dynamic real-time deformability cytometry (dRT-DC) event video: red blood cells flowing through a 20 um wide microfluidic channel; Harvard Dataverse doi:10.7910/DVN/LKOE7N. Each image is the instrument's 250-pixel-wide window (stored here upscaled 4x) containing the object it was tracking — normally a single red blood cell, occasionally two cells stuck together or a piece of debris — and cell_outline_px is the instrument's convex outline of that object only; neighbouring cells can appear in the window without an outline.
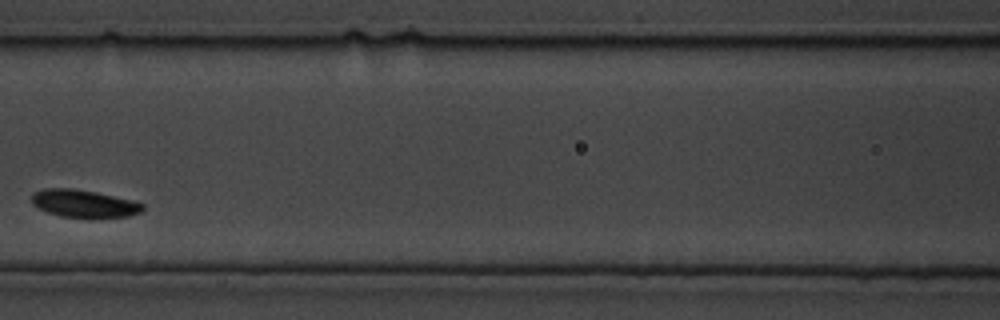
{"species": "common noctule bat (a hibernating species)", "species_latin": "Nyctalus noctula", "temperature_condition": "cold", "stored_images_in_passage": 11, "camera_frame_rate_fps": 3000, "um_per_image_px": 0.085, "animal": {"sex": "male", "body_mass_g": 19.5, "forearm_length_mm": 54.6}, "frame": {"image": 1, "passage_image": 5, "time_ms": 1.333, "image_size_px": [1000, 320], "cell_outline_px": [[144, 208], [140, 212], [128, 216], [92, 220], [88, 220], [60, 216], [36, 208], [32, 204], [32, 192], [44, 188], [72, 188], [96, 192], [132, 200], [144, 204]], "centroid_in_image_um": [7.12, 17.34], "position_along_channel_um": 159.5, "area_um2": 18.55}}
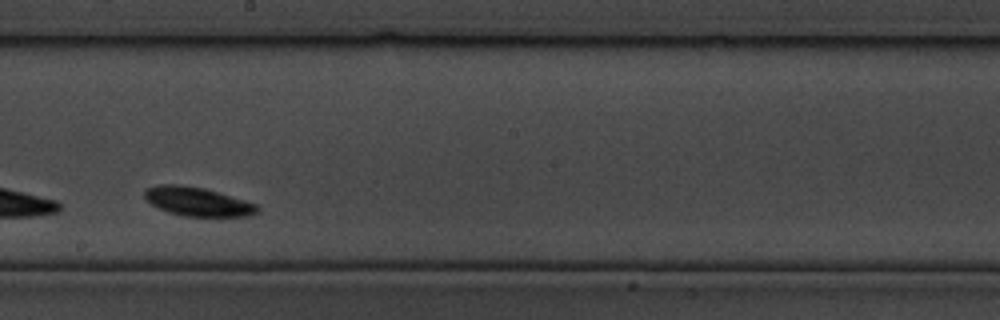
{"frame": {"image": 2, "passage_image": 8, "time_ms": 2.333, "image_size_px": [1000, 320], "cell_outline_px": [[260, 208], [256, 212], [248, 216], [184, 216], [168, 212], [156, 208], [144, 196], [144, 192], [148, 188], [160, 184], [180, 184], [204, 188], [244, 200], [256, 204]], "centroid_in_image_um": [16.77, 17.13], "position_along_channel_um": 231.4, "area_um2": 18.79}}
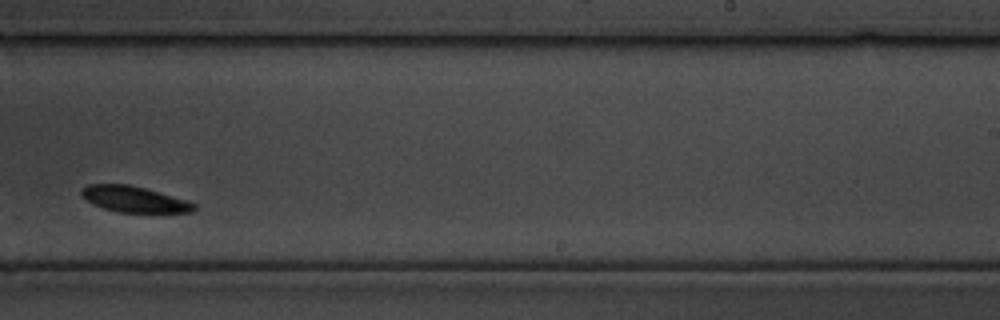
{"frame": {"image": 3, "passage_image": 10, "time_ms": 3.0, "image_size_px": [1000, 320], "cell_outline_px": [[196, 208], [192, 212], [116, 212], [92, 204], [84, 200], [80, 196], [80, 188], [88, 184], [128, 184], [144, 188], [172, 196], [196, 204]], "centroid_in_image_um": [11.3, 16.93], "position_along_channel_um": 277.7, "area_um2": 16.99}}